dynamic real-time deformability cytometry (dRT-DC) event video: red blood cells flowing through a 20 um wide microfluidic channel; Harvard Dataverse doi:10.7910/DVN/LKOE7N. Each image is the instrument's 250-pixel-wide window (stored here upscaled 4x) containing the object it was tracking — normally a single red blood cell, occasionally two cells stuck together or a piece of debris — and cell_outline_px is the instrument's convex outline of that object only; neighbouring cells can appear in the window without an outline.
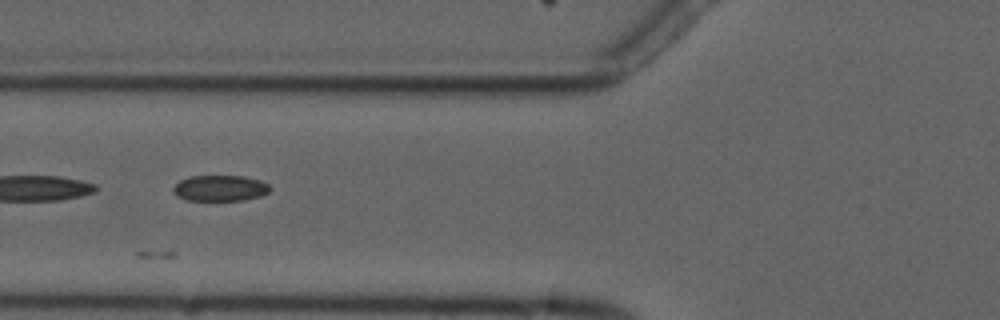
{"species": "common noctule bat (a hibernating species)", "species_latin": "Nyctalus noctula", "temperature_condition": "cold", "stored_images_in_passage": 7, "segment_of_instrument_passage": [2, 2], "camera_frame_rate_fps": 3000, "um_per_image_px": 0.085, "animal": {"sex": "male", "forearm_length_mm": 52.5}, "frame": {"image": 1, "passage_image": 4, "time_ms": 3.333, "image_size_px": [1000, 320], "cell_outline_px": [[272, 188], [268, 192], [260, 196], [244, 200], [188, 200], [176, 196], [172, 188], [180, 180], [188, 176], [244, 176], [260, 180], [268, 184]], "centroid_in_image_um": [18.71, 15.99], "position_along_channel_um": 107.1, "area_um2": 14.62}}
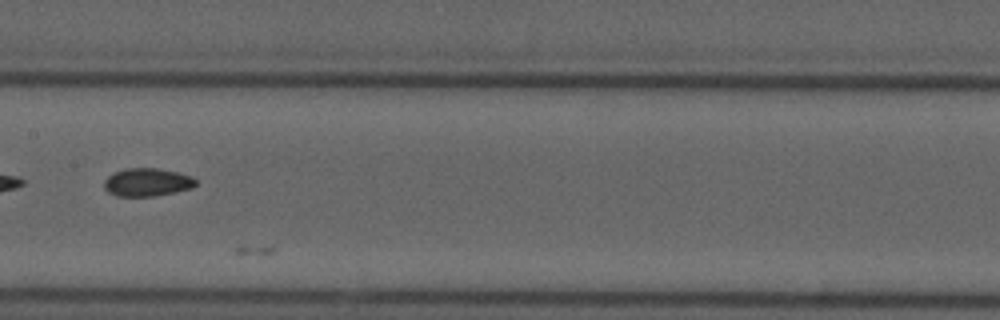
{"frame": {"image": 2, "passage_image": 6, "time_ms": 5.667, "image_size_px": [1000, 320], "cell_outline_px": [[196, 184], [192, 188], [176, 192], [156, 196], [116, 196], [108, 192], [104, 188], [104, 180], [112, 172], [124, 168], [156, 168], [176, 172], [192, 176], [196, 180]], "centroid_in_image_um": [12.48, 15.49], "position_along_channel_um": 194.9, "area_um2": 15.14}}